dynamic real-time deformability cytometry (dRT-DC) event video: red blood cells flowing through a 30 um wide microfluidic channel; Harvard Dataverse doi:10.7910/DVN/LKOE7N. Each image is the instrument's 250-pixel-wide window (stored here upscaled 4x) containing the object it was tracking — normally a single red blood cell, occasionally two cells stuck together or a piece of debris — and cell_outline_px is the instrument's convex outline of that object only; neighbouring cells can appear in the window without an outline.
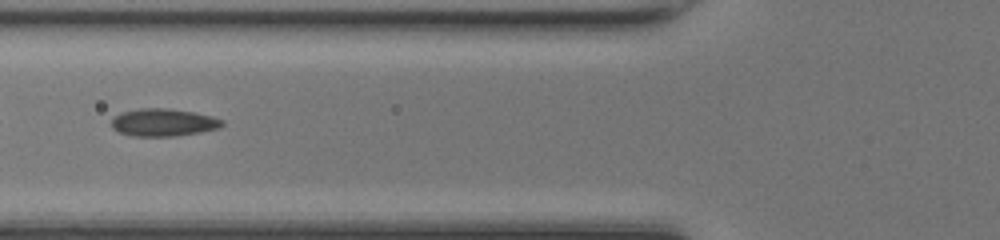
{"species": "common noctule bat (a hibernating species)", "species_latin": "Nyctalus noctula", "temperature_condition": "room temperature", "stored_images_in_passage": 48, "segment_of_instrument_passage": [2, 2], "camera_frame_rate_fps": 3000, "um_per_image_px": 0.085, "animal": {"sex": "female", "body_mass_g": 17.0, "forearm_length_mm": 48.0}, "frame": {"image": 1, "passage_image": 18, "time_ms": 5.667, "image_size_px": [1000, 240], "cell_outline_px": [[224, 124], [220, 128], [200, 132], [176, 136], [136, 136], [120, 132], [112, 128], [112, 120], [116, 116], [124, 112], [140, 108], [168, 108], [192, 112], [212, 116], [224, 120]], "centroid_in_image_um": [13.93, 10.41], "position_along_channel_um": 111.9, "area_um2": 17.63}}
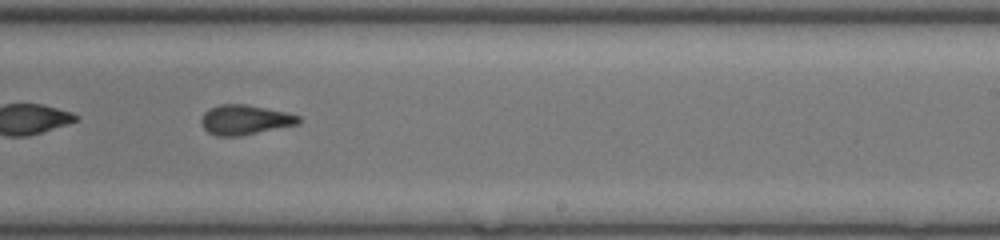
{"frame": {"image": 2, "passage_image": 29, "time_ms": 9.333, "image_size_px": [1000, 240], "cell_outline_px": [[300, 124], [240, 136], [216, 136], [208, 132], [204, 128], [200, 120], [204, 112], [208, 108], [220, 104], [248, 104], [284, 112], [300, 116]], "centroid_in_image_um": [20.8, 10.18], "position_along_channel_um": 268.2, "area_um2": 16.99}}
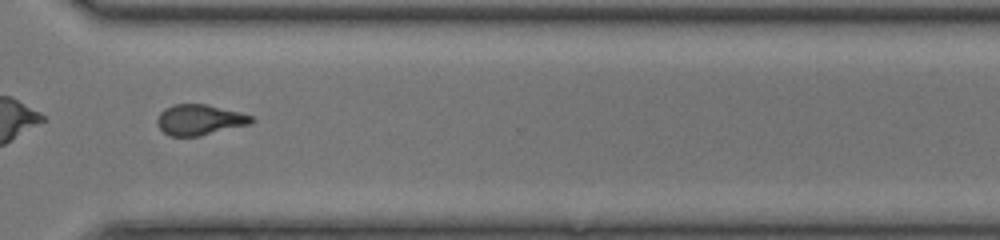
{"frame": {"image": 3, "passage_image": 35, "time_ms": 11.333, "image_size_px": [1000, 240], "cell_outline_px": [[256, 120], [252, 124], [200, 136], [168, 136], [156, 124], [156, 120], [160, 112], [164, 108], [172, 104], [208, 104], [240, 112], [252, 116]], "centroid_in_image_um": [16.98, 10.18], "position_along_channel_um": 353.6, "area_um2": 17.11}}